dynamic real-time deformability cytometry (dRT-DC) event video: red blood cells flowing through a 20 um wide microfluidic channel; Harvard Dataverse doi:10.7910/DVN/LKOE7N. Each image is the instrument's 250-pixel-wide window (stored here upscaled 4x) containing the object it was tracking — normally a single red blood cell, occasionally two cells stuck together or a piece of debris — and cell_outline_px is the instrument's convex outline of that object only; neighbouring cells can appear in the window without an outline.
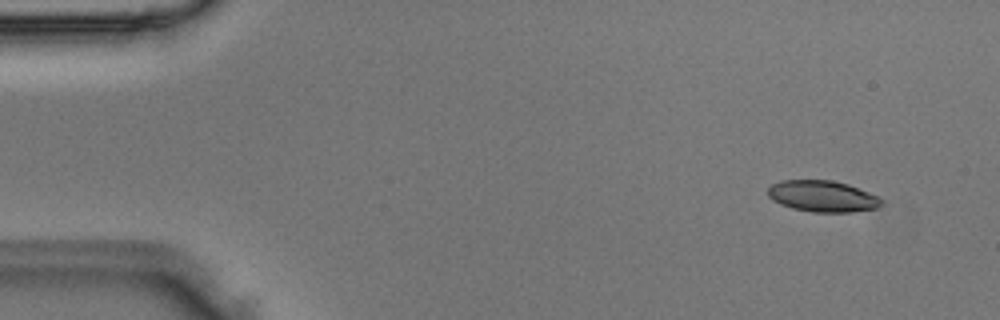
{"species": "Egyptian fruit bat (a non-hibernating species)", "species_latin": "Rousettus aegyptiacus", "temperature_condition": "room temperature", "stored_images_in_passage": 4, "camera_frame_rate_fps": 3000, "um_per_image_px": 0.085, "animal": {"sex": "male"}, "frame": {"image": 1, "passage_image": 1, "time_ms": 0.0, "image_size_px": [1000, 320], "cell_outline_px": [[884, 204], [876, 208], [852, 212], [812, 212], [792, 208], [780, 204], [772, 200], [768, 196], [768, 188], [772, 184], [780, 180], [832, 180], [848, 184], [868, 192], [884, 200]], "centroid_in_image_um": [69.91, 16.68], "position_along_channel_um": 15.1, "area_um2": 20.81}}